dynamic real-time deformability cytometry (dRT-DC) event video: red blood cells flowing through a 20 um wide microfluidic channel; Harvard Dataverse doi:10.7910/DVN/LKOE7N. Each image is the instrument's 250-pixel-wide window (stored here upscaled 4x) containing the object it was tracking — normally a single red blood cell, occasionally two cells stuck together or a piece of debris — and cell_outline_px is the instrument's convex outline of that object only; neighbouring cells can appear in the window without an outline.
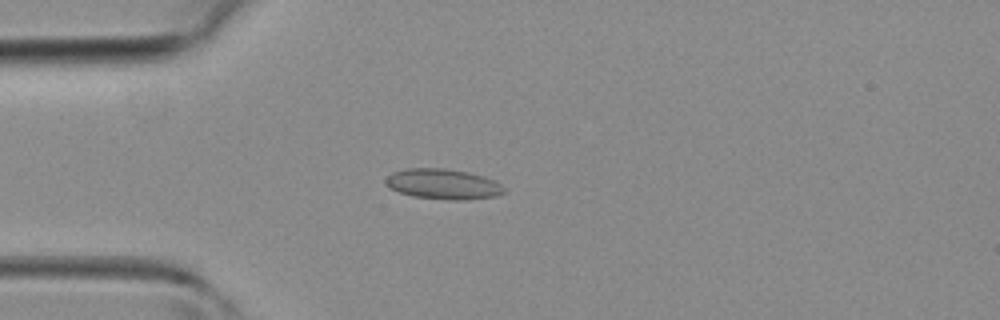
{"species": "common noctule bat (a hibernating species)", "species_latin": "Nyctalus noctula", "temperature_condition": "room temperature", "stored_images_in_passage": 22, "camera_frame_rate_fps": 3000, "um_per_image_px": 0.085, "animal": {"sex": "female", "body_mass_g": 19.3, "forearm_length_mm": 54.1}, "frame": {"image": 1, "passage_image": 10, "time_ms": 3.0, "image_size_px": [1000, 320], "cell_outline_px": [[504, 192], [496, 196], [464, 200], [448, 200], [412, 196], [388, 188], [384, 184], [384, 180], [392, 172], [404, 168], [444, 168], [468, 172], [484, 176], [496, 180], [504, 188]], "centroid_in_image_um": [37.63, 15.64], "position_along_channel_um": 47.4, "area_um2": 21.15}}
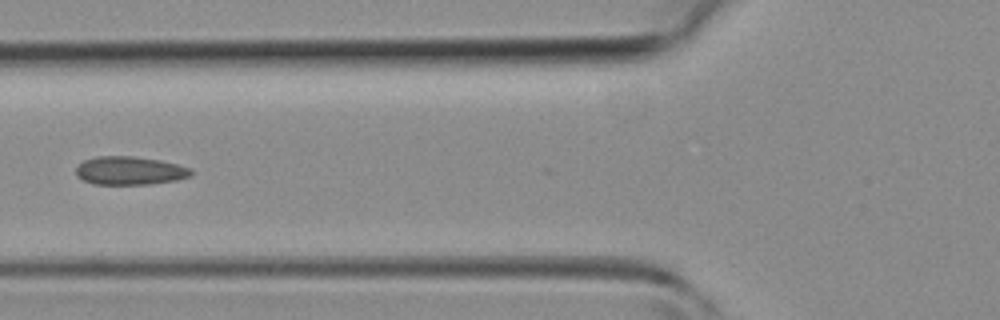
{"frame": {"image": 2, "passage_image": 15, "time_ms": 4.667, "image_size_px": [1000, 320], "cell_outline_px": [[196, 172], [192, 176], [176, 180], [152, 184], [92, 184], [76, 176], [76, 168], [84, 160], [96, 156], [132, 156], [160, 160], [192, 168]], "centroid_in_image_um": [11.07, 14.51], "position_along_channel_um": 114.7, "area_um2": 19.19}}
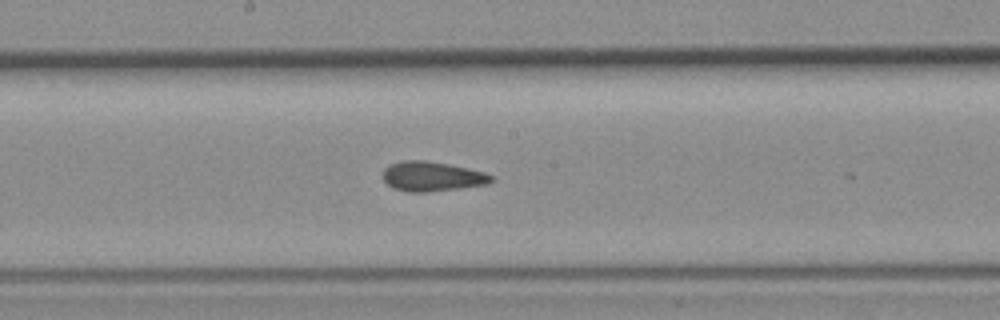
{"frame": {"image": 3, "passage_image": 21, "time_ms": 6.667, "image_size_px": [1000, 320], "cell_outline_px": [[496, 180], [488, 184], [460, 188], [424, 192], [408, 192], [392, 188], [384, 180], [384, 168], [388, 164], [404, 160], [424, 160], [448, 164], [484, 172], [496, 176]], "centroid_in_image_um": [36.75, 14.99], "position_along_channel_um": 211.5, "area_um2": 18.84}}